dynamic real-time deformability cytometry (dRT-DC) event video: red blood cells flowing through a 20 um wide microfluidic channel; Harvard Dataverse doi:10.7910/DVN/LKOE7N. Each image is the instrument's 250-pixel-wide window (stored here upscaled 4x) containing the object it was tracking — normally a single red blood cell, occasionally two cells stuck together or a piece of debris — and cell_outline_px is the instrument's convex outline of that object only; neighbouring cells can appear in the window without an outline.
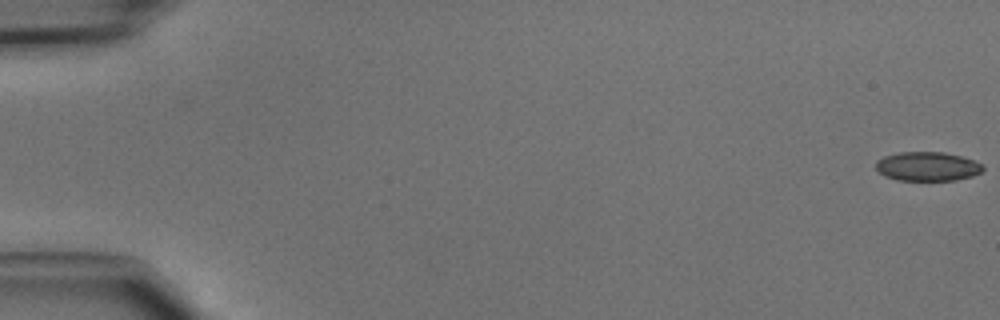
{"species": "common noctule bat (a hibernating species)", "species_latin": "Nyctalus noctula", "temperature_condition": "cold", "stored_images_in_passage": 48, "camera_frame_rate_fps": 3000, "um_per_image_px": 0.085, "animal": {"sex": "male", "body_mass_g": 15.6}, "frame": {"image": 1, "passage_image": 1, "time_ms": 0.0, "image_size_px": [1000, 320], "cell_outline_px": [[984, 168], [980, 172], [972, 176], [956, 180], [896, 180], [884, 176], [876, 168], [876, 160], [884, 156], [900, 152], [944, 152], [960, 156], [972, 160], [980, 164]], "centroid_in_image_um": [78.79, 14.14], "position_along_channel_um": 6.2, "area_um2": 18.03}}
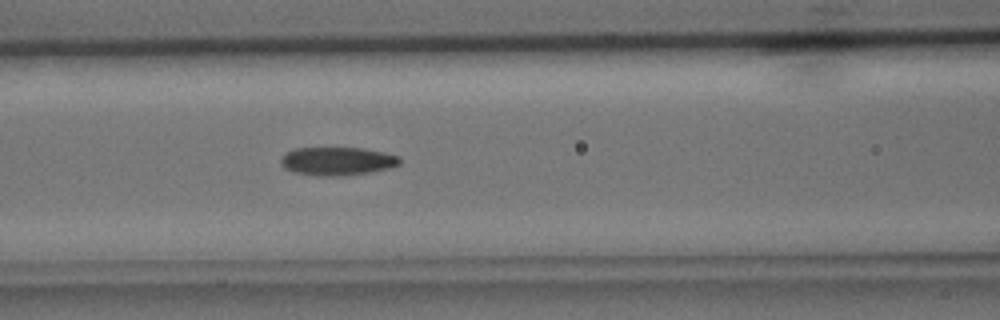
{"frame": {"image": 2, "passage_image": 21, "time_ms": 6.667, "image_size_px": [1000, 320], "cell_outline_px": [[400, 164], [388, 168], [368, 172], [344, 176], [316, 176], [292, 172], [284, 168], [280, 164], [280, 160], [284, 152], [296, 148], [364, 148], [384, 152], [400, 156]], "centroid_in_image_um": [28.63, 13.7], "position_along_channel_um": 138.0, "area_um2": 19.83}}
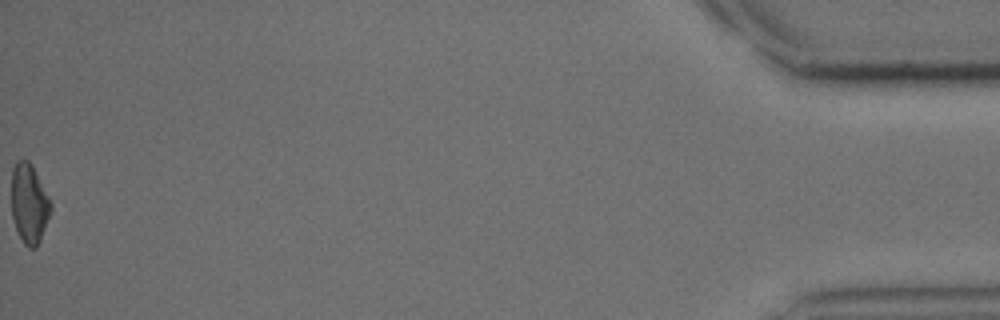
{"frame": {"image": 3, "passage_image": 48, "time_ms": 15.667, "image_size_px": [1000, 320], "cell_outline_px": [[52, 208], [40, 240], [36, 248], [28, 248], [24, 244], [16, 228], [12, 216], [12, 168], [16, 160], [28, 160], [32, 164], [52, 204]], "centroid_in_image_um": [2.48, 17.29], "position_along_channel_um": 432.7, "area_um2": 18.09}}